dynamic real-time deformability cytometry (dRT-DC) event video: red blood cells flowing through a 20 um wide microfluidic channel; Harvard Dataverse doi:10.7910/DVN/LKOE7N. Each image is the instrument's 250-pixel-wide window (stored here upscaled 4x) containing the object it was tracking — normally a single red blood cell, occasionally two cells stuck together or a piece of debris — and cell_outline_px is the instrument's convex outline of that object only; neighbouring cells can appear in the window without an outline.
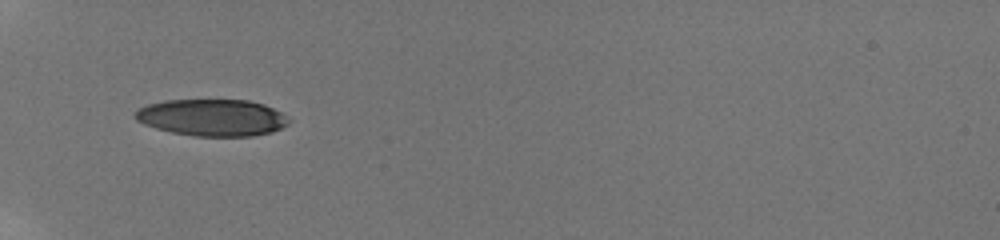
{"species": "human", "species_latin": "Homo sapiens", "temperature_condition": "room temperature", "stored_images_in_passage": 2, "camera_frame_rate_fps": 3000, "um_per_image_px": 0.085, "donor": {"sex": "male"}, "frame": {"image": 1, "passage_image": 1, "time_ms": 0.0, "image_size_px": [1000, 240], "cell_outline_px": [[292, 120], [288, 124], [272, 132], [252, 136], [196, 136], [172, 132], [156, 128], [144, 124], [136, 120], [132, 116], [140, 108], [148, 104], [164, 100], [248, 100], [264, 104], [280, 112]], "centroid_in_image_um": [18.04, 9.99], "position_along_channel_um": 67.0, "area_um2": 32.95}}